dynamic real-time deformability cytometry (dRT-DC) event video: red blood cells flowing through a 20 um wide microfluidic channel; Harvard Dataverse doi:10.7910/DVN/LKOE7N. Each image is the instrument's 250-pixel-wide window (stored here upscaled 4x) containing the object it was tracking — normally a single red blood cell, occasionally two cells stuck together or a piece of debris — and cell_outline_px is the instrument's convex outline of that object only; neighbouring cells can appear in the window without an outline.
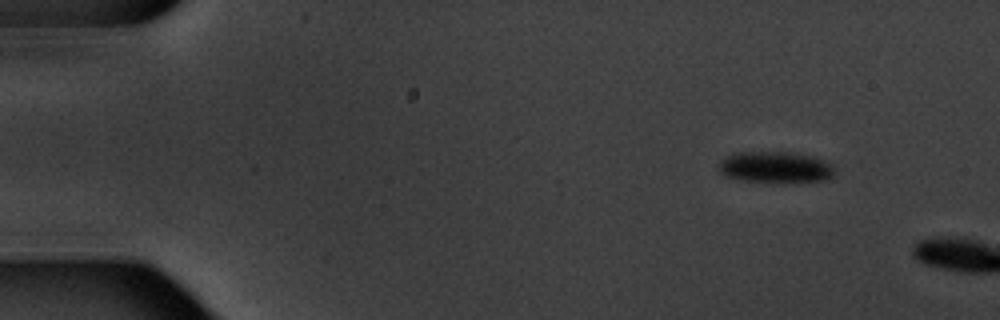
{"species": "common noctule bat (a hibernating species)", "species_latin": "Nyctalus noctula", "temperature_condition": "warm", "stored_images_in_passage": 2, "camera_frame_rate_fps": 3000, "um_per_image_px": 0.085, "animal": {"sex": "male", "body_mass_g": 20.1, "forearm_length_mm": 53.5}, "frame": {"image": 1, "passage_image": 1, "time_ms": 0.0, "image_size_px": [1000, 320], "cell_outline_px": [[836, 168], [832, 176], [828, 180], [788, 184], [772, 184], [740, 180], [724, 176], [720, 172], [720, 160], [736, 152], [792, 152], [816, 156], [828, 160]], "centroid_in_image_um": [65.99, 14.25], "position_along_channel_um": 19.0, "area_um2": 22.25}}